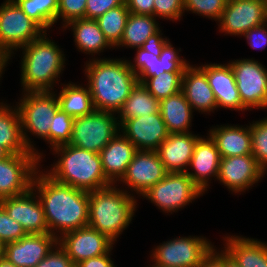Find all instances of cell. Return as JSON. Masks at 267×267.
Here are the masks:
<instances>
[{
    "label": "cell",
    "instance_id": "cell-1",
    "mask_svg": "<svg viewBox=\"0 0 267 267\" xmlns=\"http://www.w3.org/2000/svg\"><path fill=\"white\" fill-rule=\"evenodd\" d=\"M35 173L32 188L38 195L50 234H63L88 226L89 192L57 182L45 169Z\"/></svg>",
    "mask_w": 267,
    "mask_h": 267
},
{
    "label": "cell",
    "instance_id": "cell-2",
    "mask_svg": "<svg viewBox=\"0 0 267 267\" xmlns=\"http://www.w3.org/2000/svg\"><path fill=\"white\" fill-rule=\"evenodd\" d=\"M123 58H96L85 63L87 86L95 110L118 114L138 83L136 74Z\"/></svg>",
    "mask_w": 267,
    "mask_h": 267
},
{
    "label": "cell",
    "instance_id": "cell-3",
    "mask_svg": "<svg viewBox=\"0 0 267 267\" xmlns=\"http://www.w3.org/2000/svg\"><path fill=\"white\" fill-rule=\"evenodd\" d=\"M45 32L41 37L20 48L22 92L54 91L66 66L65 54ZM55 84V85H54Z\"/></svg>",
    "mask_w": 267,
    "mask_h": 267
},
{
    "label": "cell",
    "instance_id": "cell-4",
    "mask_svg": "<svg viewBox=\"0 0 267 267\" xmlns=\"http://www.w3.org/2000/svg\"><path fill=\"white\" fill-rule=\"evenodd\" d=\"M117 186L111 184L89 192L88 225L114 243L132 223L138 206L135 196L127 188Z\"/></svg>",
    "mask_w": 267,
    "mask_h": 267
},
{
    "label": "cell",
    "instance_id": "cell-5",
    "mask_svg": "<svg viewBox=\"0 0 267 267\" xmlns=\"http://www.w3.org/2000/svg\"><path fill=\"white\" fill-rule=\"evenodd\" d=\"M58 160L45 171L62 184L91 192L111 185L106 178L99 153L64 144L52 149Z\"/></svg>",
    "mask_w": 267,
    "mask_h": 267
},
{
    "label": "cell",
    "instance_id": "cell-6",
    "mask_svg": "<svg viewBox=\"0 0 267 267\" xmlns=\"http://www.w3.org/2000/svg\"><path fill=\"white\" fill-rule=\"evenodd\" d=\"M55 92L57 91L23 92L19 102H16V107L20 114L24 142L28 149L34 152L41 161H43L41 158H44V155L35 148L34 142L30 140L29 135L49 143V128L53 121V116L59 109V102Z\"/></svg>",
    "mask_w": 267,
    "mask_h": 267
},
{
    "label": "cell",
    "instance_id": "cell-7",
    "mask_svg": "<svg viewBox=\"0 0 267 267\" xmlns=\"http://www.w3.org/2000/svg\"><path fill=\"white\" fill-rule=\"evenodd\" d=\"M135 49L137 52L134 63L128 59L127 62L141 84L164 72H184L190 65L189 61L179 55L181 48L179 51L174 48L167 37L153 45Z\"/></svg>",
    "mask_w": 267,
    "mask_h": 267
},
{
    "label": "cell",
    "instance_id": "cell-8",
    "mask_svg": "<svg viewBox=\"0 0 267 267\" xmlns=\"http://www.w3.org/2000/svg\"><path fill=\"white\" fill-rule=\"evenodd\" d=\"M45 31L31 20L13 0L0 5V48L10 57L14 51L41 37Z\"/></svg>",
    "mask_w": 267,
    "mask_h": 267
},
{
    "label": "cell",
    "instance_id": "cell-9",
    "mask_svg": "<svg viewBox=\"0 0 267 267\" xmlns=\"http://www.w3.org/2000/svg\"><path fill=\"white\" fill-rule=\"evenodd\" d=\"M202 195L203 192L186 173L172 172L150 187L142 197L150 200L164 213L172 214Z\"/></svg>",
    "mask_w": 267,
    "mask_h": 267
},
{
    "label": "cell",
    "instance_id": "cell-10",
    "mask_svg": "<svg viewBox=\"0 0 267 267\" xmlns=\"http://www.w3.org/2000/svg\"><path fill=\"white\" fill-rule=\"evenodd\" d=\"M214 245L203 236L176 237L152 250V263L165 267H200Z\"/></svg>",
    "mask_w": 267,
    "mask_h": 267
},
{
    "label": "cell",
    "instance_id": "cell-11",
    "mask_svg": "<svg viewBox=\"0 0 267 267\" xmlns=\"http://www.w3.org/2000/svg\"><path fill=\"white\" fill-rule=\"evenodd\" d=\"M116 113L95 110L89 115L74 118L71 145L80 149L100 153L118 133Z\"/></svg>",
    "mask_w": 267,
    "mask_h": 267
},
{
    "label": "cell",
    "instance_id": "cell-12",
    "mask_svg": "<svg viewBox=\"0 0 267 267\" xmlns=\"http://www.w3.org/2000/svg\"><path fill=\"white\" fill-rule=\"evenodd\" d=\"M229 63L243 105L248 110L267 109V68L253 58Z\"/></svg>",
    "mask_w": 267,
    "mask_h": 267
},
{
    "label": "cell",
    "instance_id": "cell-13",
    "mask_svg": "<svg viewBox=\"0 0 267 267\" xmlns=\"http://www.w3.org/2000/svg\"><path fill=\"white\" fill-rule=\"evenodd\" d=\"M40 161L34 152L9 154L0 159V200L31 189Z\"/></svg>",
    "mask_w": 267,
    "mask_h": 267
},
{
    "label": "cell",
    "instance_id": "cell-14",
    "mask_svg": "<svg viewBox=\"0 0 267 267\" xmlns=\"http://www.w3.org/2000/svg\"><path fill=\"white\" fill-rule=\"evenodd\" d=\"M267 22V9L261 0H228L218 21L224 35L243 36L248 30Z\"/></svg>",
    "mask_w": 267,
    "mask_h": 267
},
{
    "label": "cell",
    "instance_id": "cell-15",
    "mask_svg": "<svg viewBox=\"0 0 267 267\" xmlns=\"http://www.w3.org/2000/svg\"><path fill=\"white\" fill-rule=\"evenodd\" d=\"M267 172L252 154L221 158L217 181L234 194H240L257 184Z\"/></svg>",
    "mask_w": 267,
    "mask_h": 267
},
{
    "label": "cell",
    "instance_id": "cell-16",
    "mask_svg": "<svg viewBox=\"0 0 267 267\" xmlns=\"http://www.w3.org/2000/svg\"><path fill=\"white\" fill-rule=\"evenodd\" d=\"M167 173L157 151L138 150L129 163L126 173L117 183L126 185L131 190L132 195L136 194L141 197L150 187L162 180Z\"/></svg>",
    "mask_w": 267,
    "mask_h": 267
},
{
    "label": "cell",
    "instance_id": "cell-17",
    "mask_svg": "<svg viewBox=\"0 0 267 267\" xmlns=\"http://www.w3.org/2000/svg\"><path fill=\"white\" fill-rule=\"evenodd\" d=\"M58 244L76 265L83 260L107 254L115 243L88 225L63 234L58 238Z\"/></svg>",
    "mask_w": 267,
    "mask_h": 267
},
{
    "label": "cell",
    "instance_id": "cell-18",
    "mask_svg": "<svg viewBox=\"0 0 267 267\" xmlns=\"http://www.w3.org/2000/svg\"><path fill=\"white\" fill-rule=\"evenodd\" d=\"M0 205L22 225L27 234L50 233L43 205L33 188L23 194L1 199Z\"/></svg>",
    "mask_w": 267,
    "mask_h": 267
},
{
    "label": "cell",
    "instance_id": "cell-19",
    "mask_svg": "<svg viewBox=\"0 0 267 267\" xmlns=\"http://www.w3.org/2000/svg\"><path fill=\"white\" fill-rule=\"evenodd\" d=\"M119 130L140 151H157L169 135L160 112L126 119Z\"/></svg>",
    "mask_w": 267,
    "mask_h": 267
},
{
    "label": "cell",
    "instance_id": "cell-20",
    "mask_svg": "<svg viewBox=\"0 0 267 267\" xmlns=\"http://www.w3.org/2000/svg\"><path fill=\"white\" fill-rule=\"evenodd\" d=\"M57 243L58 239L50 233L27 234L5 244L4 258L16 267H35Z\"/></svg>",
    "mask_w": 267,
    "mask_h": 267
},
{
    "label": "cell",
    "instance_id": "cell-21",
    "mask_svg": "<svg viewBox=\"0 0 267 267\" xmlns=\"http://www.w3.org/2000/svg\"><path fill=\"white\" fill-rule=\"evenodd\" d=\"M199 67L206 73L218 109L225 108L235 111L248 110L241 101L230 63H205Z\"/></svg>",
    "mask_w": 267,
    "mask_h": 267
},
{
    "label": "cell",
    "instance_id": "cell-22",
    "mask_svg": "<svg viewBox=\"0 0 267 267\" xmlns=\"http://www.w3.org/2000/svg\"><path fill=\"white\" fill-rule=\"evenodd\" d=\"M221 156L217 146L210 136L200 137L194 147L193 156L185 173L192 179L194 184L204 193L210 186L212 177H218ZM192 167V168H191Z\"/></svg>",
    "mask_w": 267,
    "mask_h": 267
},
{
    "label": "cell",
    "instance_id": "cell-23",
    "mask_svg": "<svg viewBox=\"0 0 267 267\" xmlns=\"http://www.w3.org/2000/svg\"><path fill=\"white\" fill-rule=\"evenodd\" d=\"M198 135L193 132L169 134L160 144L157 152L168 173L188 170L195 144L201 137Z\"/></svg>",
    "mask_w": 267,
    "mask_h": 267
},
{
    "label": "cell",
    "instance_id": "cell-24",
    "mask_svg": "<svg viewBox=\"0 0 267 267\" xmlns=\"http://www.w3.org/2000/svg\"><path fill=\"white\" fill-rule=\"evenodd\" d=\"M181 91L193 111L209 114L217 109V102L206 73L199 66L189 65L185 69Z\"/></svg>",
    "mask_w": 267,
    "mask_h": 267
},
{
    "label": "cell",
    "instance_id": "cell-25",
    "mask_svg": "<svg viewBox=\"0 0 267 267\" xmlns=\"http://www.w3.org/2000/svg\"><path fill=\"white\" fill-rule=\"evenodd\" d=\"M137 151L134 144L121 132L100 151L104 174L112 184L121 180Z\"/></svg>",
    "mask_w": 267,
    "mask_h": 267
},
{
    "label": "cell",
    "instance_id": "cell-26",
    "mask_svg": "<svg viewBox=\"0 0 267 267\" xmlns=\"http://www.w3.org/2000/svg\"><path fill=\"white\" fill-rule=\"evenodd\" d=\"M157 18L151 15L130 13L124 28L120 43L116 46L139 48L150 46L161 41L164 37Z\"/></svg>",
    "mask_w": 267,
    "mask_h": 267
},
{
    "label": "cell",
    "instance_id": "cell-27",
    "mask_svg": "<svg viewBox=\"0 0 267 267\" xmlns=\"http://www.w3.org/2000/svg\"><path fill=\"white\" fill-rule=\"evenodd\" d=\"M208 133L221 158L252 154L250 125H217L210 128Z\"/></svg>",
    "mask_w": 267,
    "mask_h": 267
},
{
    "label": "cell",
    "instance_id": "cell-28",
    "mask_svg": "<svg viewBox=\"0 0 267 267\" xmlns=\"http://www.w3.org/2000/svg\"><path fill=\"white\" fill-rule=\"evenodd\" d=\"M223 240V250L240 267H267V242L239 235H228Z\"/></svg>",
    "mask_w": 267,
    "mask_h": 267
},
{
    "label": "cell",
    "instance_id": "cell-29",
    "mask_svg": "<svg viewBox=\"0 0 267 267\" xmlns=\"http://www.w3.org/2000/svg\"><path fill=\"white\" fill-rule=\"evenodd\" d=\"M71 28L75 46L83 53L95 56L105 49H114L108 42L96 20L81 18L69 22L63 29Z\"/></svg>",
    "mask_w": 267,
    "mask_h": 267
},
{
    "label": "cell",
    "instance_id": "cell-30",
    "mask_svg": "<svg viewBox=\"0 0 267 267\" xmlns=\"http://www.w3.org/2000/svg\"><path fill=\"white\" fill-rule=\"evenodd\" d=\"M159 111L169 134L192 132L194 111L182 91L160 100Z\"/></svg>",
    "mask_w": 267,
    "mask_h": 267
},
{
    "label": "cell",
    "instance_id": "cell-31",
    "mask_svg": "<svg viewBox=\"0 0 267 267\" xmlns=\"http://www.w3.org/2000/svg\"><path fill=\"white\" fill-rule=\"evenodd\" d=\"M0 146L10 154L32 152L26 146L18 108L8 103H0Z\"/></svg>",
    "mask_w": 267,
    "mask_h": 267
},
{
    "label": "cell",
    "instance_id": "cell-32",
    "mask_svg": "<svg viewBox=\"0 0 267 267\" xmlns=\"http://www.w3.org/2000/svg\"><path fill=\"white\" fill-rule=\"evenodd\" d=\"M61 91L56 94L59 108L73 118L83 117L95 111L91 92L88 86L74 82L62 84Z\"/></svg>",
    "mask_w": 267,
    "mask_h": 267
},
{
    "label": "cell",
    "instance_id": "cell-33",
    "mask_svg": "<svg viewBox=\"0 0 267 267\" xmlns=\"http://www.w3.org/2000/svg\"><path fill=\"white\" fill-rule=\"evenodd\" d=\"M159 112V100L138 82L117 114L118 123L120 125L126 119Z\"/></svg>",
    "mask_w": 267,
    "mask_h": 267
},
{
    "label": "cell",
    "instance_id": "cell-34",
    "mask_svg": "<svg viewBox=\"0 0 267 267\" xmlns=\"http://www.w3.org/2000/svg\"><path fill=\"white\" fill-rule=\"evenodd\" d=\"M45 32L57 23L58 0H13Z\"/></svg>",
    "mask_w": 267,
    "mask_h": 267
},
{
    "label": "cell",
    "instance_id": "cell-35",
    "mask_svg": "<svg viewBox=\"0 0 267 267\" xmlns=\"http://www.w3.org/2000/svg\"><path fill=\"white\" fill-rule=\"evenodd\" d=\"M130 12L126 3L106 11L96 21L108 42L116 48L120 43Z\"/></svg>",
    "mask_w": 267,
    "mask_h": 267
},
{
    "label": "cell",
    "instance_id": "cell-36",
    "mask_svg": "<svg viewBox=\"0 0 267 267\" xmlns=\"http://www.w3.org/2000/svg\"><path fill=\"white\" fill-rule=\"evenodd\" d=\"M184 72H164L148 78L143 85L157 99L162 100L181 91Z\"/></svg>",
    "mask_w": 267,
    "mask_h": 267
},
{
    "label": "cell",
    "instance_id": "cell-37",
    "mask_svg": "<svg viewBox=\"0 0 267 267\" xmlns=\"http://www.w3.org/2000/svg\"><path fill=\"white\" fill-rule=\"evenodd\" d=\"M73 120V117L63 112L60 108L57 110L49 128V148L51 150L54 147L70 143Z\"/></svg>",
    "mask_w": 267,
    "mask_h": 267
},
{
    "label": "cell",
    "instance_id": "cell-38",
    "mask_svg": "<svg viewBox=\"0 0 267 267\" xmlns=\"http://www.w3.org/2000/svg\"><path fill=\"white\" fill-rule=\"evenodd\" d=\"M250 124L251 153L257 163L267 171V117Z\"/></svg>",
    "mask_w": 267,
    "mask_h": 267
},
{
    "label": "cell",
    "instance_id": "cell-39",
    "mask_svg": "<svg viewBox=\"0 0 267 267\" xmlns=\"http://www.w3.org/2000/svg\"><path fill=\"white\" fill-rule=\"evenodd\" d=\"M228 0H184V11L219 21Z\"/></svg>",
    "mask_w": 267,
    "mask_h": 267
},
{
    "label": "cell",
    "instance_id": "cell-40",
    "mask_svg": "<svg viewBox=\"0 0 267 267\" xmlns=\"http://www.w3.org/2000/svg\"><path fill=\"white\" fill-rule=\"evenodd\" d=\"M87 0H58L57 21L62 20V30L69 22L85 18Z\"/></svg>",
    "mask_w": 267,
    "mask_h": 267
},
{
    "label": "cell",
    "instance_id": "cell-41",
    "mask_svg": "<svg viewBox=\"0 0 267 267\" xmlns=\"http://www.w3.org/2000/svg\"><path fill=\"white\" fill-rule=\"evenodd\" d=\"M26 235L27 233L22 225L12 219L0 205V240L7 244L15 242Z\"/></svg>",
    "mask_w": 267,
    "mask_h": 267
},
{
    "label": "cell",
    "instance_id": "cell-42",
    "mask_svg": "<svg viewBox=\"0 0 267 267\" xmlns=\"http://www.w3.org/2000/svg\"><path fill=\"white\" fill-rule=\"evenodd\" d=\"M184 0H154V17L172 21L181 20Z\"/></svg>",
    "mask_w": 267,
    "mask_h": 267
},
{
    "label": "cell",
    "instance_id": "cell-43",
    "mask_svg": "<svg viewBox=\"0 0 267 267\" xmlns=\"http://www.w3.org/2000/svg\"><path fill=\"white\" fill-rule=\"evenodd\" d=\"M65 250L57 243L35 267H75Z\"/></svg>",
    "mask_w": 267,
    "mask_h": 267
},
{
    "label": "cell",
    "instance_id": "cell-44",
    "mask_svg": "<svg viewBox=\"0 0 267 267\" xmlns=\"http://www.w3.org/2000/svg\"><path fill=\"white\" fill-rule=\"evenodd\" d=\"M125 3V0H87L85 18L98 19L106 11Z\"/></svg>",
    "mask_w": 267,
    "mask_h": 267
},
{
    "label": "cell",
    "instance_id": "cell-45",
    "mask_svg": "<svg viewBox=\"0 0 267 267\" xmlns=\"http://www.w3.org/2000/svg\"><path fill=\"white\" fill-rule=\"evenodd\" d=\"M267 22L248 30L243 36L254 50H263L267 46Z\"/></svg>",
    "mask_w": 267,
    "mask_h": 267
},
{
    "label": "cell",
    "instance_id": "cell-46",
    "mask_svg": "<svg viewBox=\"0 0 267 267\" xmlns=\"http://www.w3.org/2000/svg\"><path fill=\"white\" fill-rule=\"evenodd\" d=\"M130 13L154 16V0H125Z\"/></svg>",
    "mask_w": 267,
    "mask_h": 267
},
{
    "label": "cell",
    "instance_id": "cell-47",
    "mask_svg": "<svg viewBox=\"0 0 267 267\" xmlns=\"http://www.w3.org/2000/svg\"><path fill=\"white\" fill-rule=\"evenodd\" d=\"M213 249L203 258L200 267H226V253L224 250Z\"/></svg>",
    "mask_w": 267,
    "mask_h": 267
},
{
    "label": "cell",
    "instance_id": "cell-48",
    "mask_svg": "<svg viewBox=\"0 0 267 267\" xmlns=\"http://www.w3.org/2000/svg\"><path fill=\"white\" fill-rule=\"evenodd\" d=\"M112 250L113 248L107 254L83 260L75 267H117L110 256Z\"/></svg>",
    "mask_w": 267,
    "mask_h": 267
},
{
    "label": "cell",
    "instance_id": "cell-49",
    "mask_svg": "<svg viewBox=\"0 0 267 267\" xmlns=\"http://www.w3.org/2000/svg\"><path fill=\"white\" fill-rule=\"evenodd\" d=\"M10 57L0 48V78H2L3 71L9 64ZM1 80V79H0Z\"/></svg>",
    "mask_w": 267,
    "mask_h": 267
},
{
    "label": "cell",
    "instance_id": "cell-50",
    "mask_svg": "<svg viewBox=\"0 0 267 267\" xmlns=\"http://www.w3.org/2000/svg\"><path fill=\"white\" fill-rule=\"evenodd\" d=\"M226 267H240V266L226 254Z\"/></svg>",
    "mask_w": 267,
    "mask_h": 267
},
{
    "label": "cell",
    "instance_id": "cell-51",
    "mask_svg": "<svg viewBox=\"0 0 267 267\" xmlns=\"http://www.w3.org/2000/svg\"><path fill=\"white\" fill-rule=\"evenodd\" d=\"M0 267H16L12 263H9L5 258L0 259Z\"/></svg>",
    "mask_w": 267,
    "mask_h": 267
},
{
    "label": "cell",
    "instance_id": "cell-52",
    "mask_svg": "<svg viewBox=\"0 0 267 267\" xmlns=\"http://www.w3.org/2000/svg\"><path fill=\"white\" fill-rule=\"evenodd\" d=\"M9 154L10 153L5 148L0 146V159L7 157Z\"/></svg>",
    "mask_w": 267,
    "mask_h": 267
},
{
    "label": "cell",
    "instance_id": "cell-53",
    "mask_svg": "<svg viewBox=\"0 0 267 267\" xmlns=\"http://www.w3.org/2000/svg\"><path fill=\"white\" fill-rule=\"evenodd\" d=\"M5 244L0 240V259L4 258Z\"/></svg>",
    "mask_w": 267,
    "mask_h": 267
},
{
    "label": "cell",
    "instance_id": "cell-54",
    "mask_svg": "<svg viewBox=\"0 0 267 267\" xmlns=\"http://www.w3.org/2000/svg\"><path fill=\"white\" fill-rule=\"evenodd\" d=\"M149 267H165V266H161V265H157L153 263L152 265L150 264Z\"/></svg>",
    "mask_w": 267,
    "mask_h": 267
},
{
    "label": "cell",
    "instance_id": "cell-55",
    "mask_svg": "<svg viewBox=\"0 0 267 267\" xmlns=\"http://www.w3.org/2000/svg\"><path fill=\"white\" fill-rule=\"evenodd\" d=\"M261 1L264 3V5H265V7L267 9V0H261Z\"/></svg>",
    "mask_w": 267,
    "mask_h": 267
}]
</instances>
